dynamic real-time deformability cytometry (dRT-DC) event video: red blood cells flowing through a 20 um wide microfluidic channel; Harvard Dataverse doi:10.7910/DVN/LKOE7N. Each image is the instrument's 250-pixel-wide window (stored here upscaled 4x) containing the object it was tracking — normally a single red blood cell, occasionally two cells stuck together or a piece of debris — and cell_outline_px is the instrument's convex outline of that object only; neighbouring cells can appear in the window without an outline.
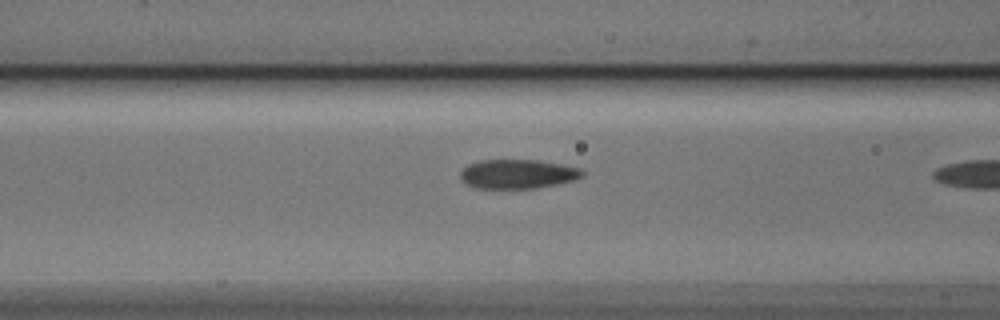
{"species": "Egyptian fruit bat (a non-hibernating species)", "species_latin": "Rousettus aegyptiacus", "temperature_condition": "cold", "stored_images_in_passage": 20, "camera_frame_rate_fps": 3000, "um_per_image_px": 0.085, "animal": {"sex": "male"}, "frame": {"image": 1, "passage_image": 19, "time_ms": 6.0, "image_size_px": [1000, 320], "cell_outline_px": [[584, 176], [576, 180], [536, 188], [472, 188], [464, 184], [460, 180], [460, 172], [468, 164], [480, 160], [536, 160], [560, 164], [580, 168], [584, 172]], "centroid_in_image_um": [43.97, 14.8], "position_along_channel_um": 122.6, "area_um2": 20.92}}